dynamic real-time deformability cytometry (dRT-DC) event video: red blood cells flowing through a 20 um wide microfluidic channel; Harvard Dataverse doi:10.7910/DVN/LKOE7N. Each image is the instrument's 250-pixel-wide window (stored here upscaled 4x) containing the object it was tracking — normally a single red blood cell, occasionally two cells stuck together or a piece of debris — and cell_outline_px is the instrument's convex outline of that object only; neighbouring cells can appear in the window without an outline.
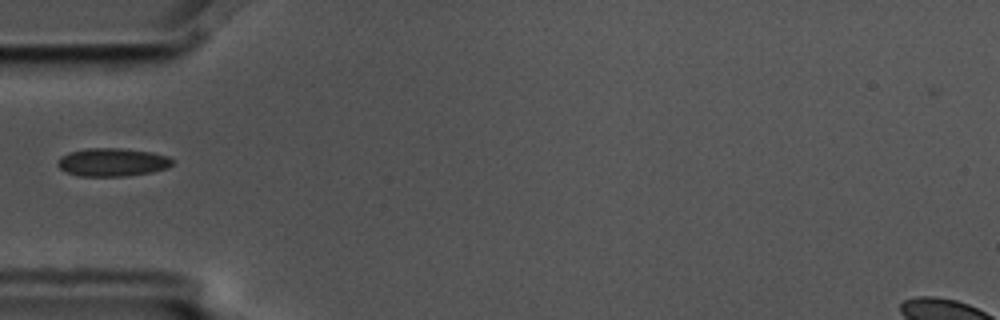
{"species": "common noctule bat (a hibernating species)", "species_latin": "Nyctalus noctula", "temperature_condition": "cold", "stored_images_in_passage": 3, "camera_frame_rate_fps": 3000, "um_per_image_px": 0.085, "animal": {"sex": "male", "body_mass_g": 17.5, "forearm_length_mm": 52.3}, "frame": {"image": 1, "passage_image": 3, "time_ms": 0.667, "image_size_px": [1000, 320], "cell_outline_px": [[176, 160], [168, 168], [152, 172], [124, 176], [80, 176], [68, 172], [60, 168], [56, 164], [60, 156], [68, 152], [84, 148], [120, 148], [152, 152], [168, 156]], "centroid_in_image_um": [9.57, 13.78], "position_along_channel_um": 75.4, "area_um2": 19.02}}